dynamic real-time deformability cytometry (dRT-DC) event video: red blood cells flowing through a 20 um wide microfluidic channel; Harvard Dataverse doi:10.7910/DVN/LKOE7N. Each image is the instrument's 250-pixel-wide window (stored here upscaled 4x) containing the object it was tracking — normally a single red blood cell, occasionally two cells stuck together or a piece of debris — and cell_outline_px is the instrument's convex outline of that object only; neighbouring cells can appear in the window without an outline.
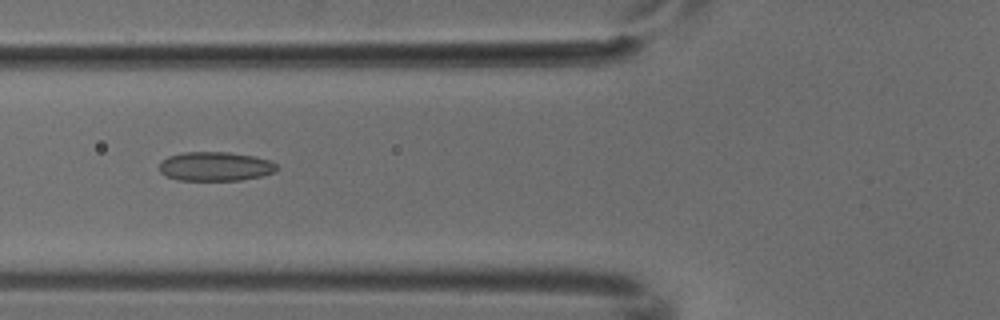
{"species": "common noctule bat (a hibernating species)", "species_latin": "Nyctalus noctula", "temperature_condition": "cold", "stored_images_in_passage": 4, "camera_frame_rate_fps": 3000, "um_per_image_px": 0.085, "animal": {"sex": "male", "body_mass_g": 18.8}, "frame": {"image": 1, "passage_image": 4, "time_ms": 1.0, "image_size_px": [1000, 320], "cell_outline_px": [[276, 172], [264, 176], [240, 180], [180, 180], [168, 176], [160, 172], [160, 164], [168, 156], [184, 152], [228, 152], [252, 156], [268, 160], [276, 164]], "centroid_in_image_um": [18.32, 14.15], "position_along_channel_um": 107.5, "area_um2": 19.77}}